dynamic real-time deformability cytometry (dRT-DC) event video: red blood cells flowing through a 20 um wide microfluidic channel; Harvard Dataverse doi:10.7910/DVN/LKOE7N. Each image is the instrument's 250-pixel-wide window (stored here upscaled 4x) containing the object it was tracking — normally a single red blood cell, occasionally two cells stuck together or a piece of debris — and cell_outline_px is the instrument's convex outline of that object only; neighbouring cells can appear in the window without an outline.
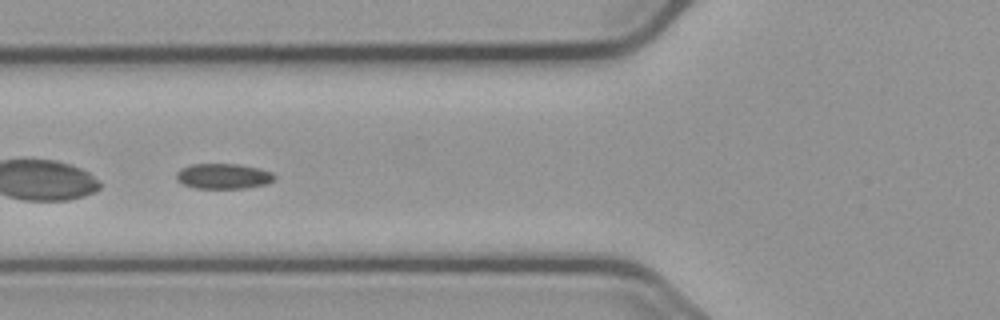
{"species": "common noctule bat (a hibernating species)", "species_latin": "Nyctalus noctula", "temperature_condition": "cold", "stored_images_in_passage": 47, "camera_frame_rate_fps": 3000, "um_per_image_px": 0.085, "animal": {"sex": "male", "body_mass_g": 23.1, "forearm_length_mm": 52.7}, "frame": {"image": 1, "passage_image": 14, "time_ms": 4.333, "image_size_px": [1000, 320], "cell_outline_px": [[276, 176], [268, 184], [244, 188], [196, 188], [184, 184], [176, 180], [176, 172], [180, 168], [192, 164], [240, 164], [260, 168], [272, 172]], "centroid_in_image_um": [18.99, 14.97], "position_along_channel_um": 106.8, "area_um2": 14.57}}
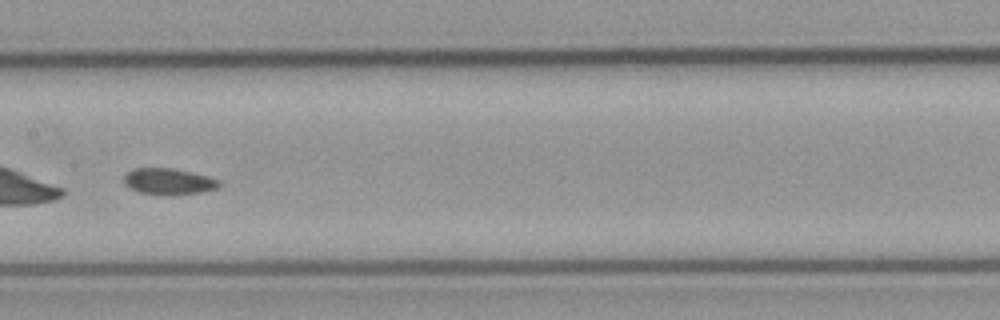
{"frame": {"image": 2, "passage_image": 21, "time_ms": 6.667, "image_size_px": [1000, 320], "cell_outline_px": [[220, 184], [216, 188], [200, 192], [164, 196], [136, 192], [124, 184], [124, 176], [132, 168], [172, 168], [192, 172], [208, 176], [220, 180]], "centroid_in_image_um": [14.29, 15.43], "position_along_channel_um": 193.1, "area_um2": 14.74}}
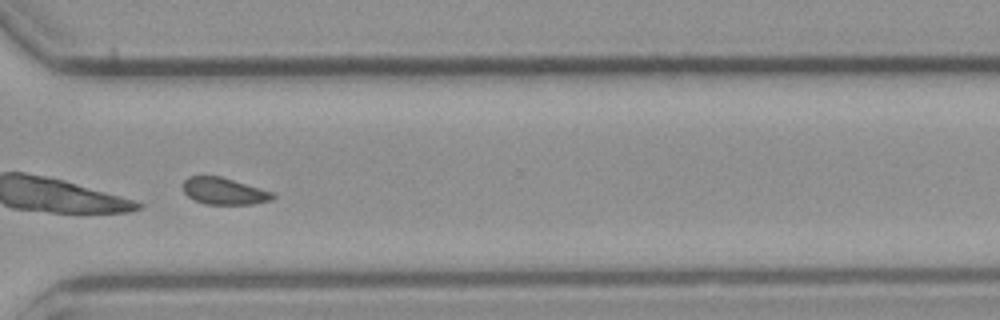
{"frame": {"image": 3, "passage_image": 34, "time_ms": 11.0, "image_size_px": [1000, 320], "cell_outline_px": [[276, 196], [272, 200], [252, 204], [204, 204], [188, 196], [184, 192], [180, 184], [188, 176], [220, 176], [272, 192]], "centroid_in_image_um": [19.0, 16.24], "position_along_channel_um": 351.6, "area_um2": 13.99}, "authors_computed_cell_mechanics": {"area_um2": 14.7968, "velocity_mm_per_s": 3.6649, "shape_relaxation_time_tau1_ms": null, "shape_relaxation_time_tau2_ms": 2.5622, "deformation_change_tau1": null, "deformation_change_tau2": 0.0694}}